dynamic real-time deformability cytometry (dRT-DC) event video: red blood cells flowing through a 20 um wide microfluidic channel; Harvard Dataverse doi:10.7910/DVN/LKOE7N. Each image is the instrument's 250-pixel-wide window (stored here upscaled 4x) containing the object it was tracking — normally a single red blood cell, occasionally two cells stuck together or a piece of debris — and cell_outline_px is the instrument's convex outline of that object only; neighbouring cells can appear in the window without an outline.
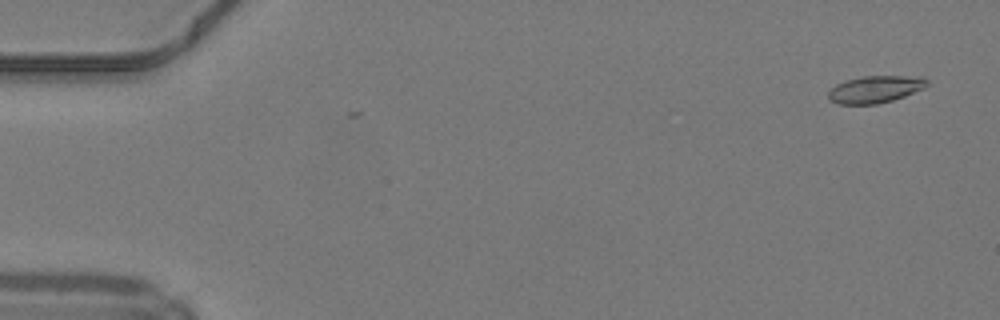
{"species": "common noctule bat (a hibernating species)", "species_latin": "Nyctalus noctula", "temperature_condition": "warm", "stored_images_in_passage": 50, "camera_frame_rate_fps": 3000, "um_per_image_px": 0.085, "animal": {"sex": "male", "body_mass_g": 19.2, "forearm_length_mm": 51.8}, "frame": {"image": 1, "passage_image": 3, "time_ms": 0.667, "image_size_px": [1000, 320], "cell_outline_px": [[928, 84], [924, 88], [904, 96], [892, 100], [876, 104], [840, 104], [828, 100], [828, 92], [836, 84], [848, 80], [864, 76], [920, 76], [928, 80]], "centroid_in_image_um": [74.4, 7.59], "position_along_channel_um": 10.6, "area_um2": 15.49}}
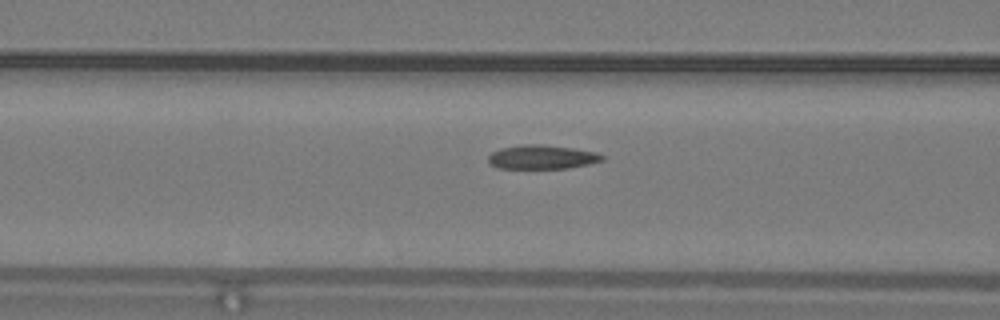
{"frame": {"image": 2, "passage_image": 21, "time_ms": 6.667, "image_size_px": [1000, 320], "cell_outline_px": [[604, 160], [588, 164], [568, 168], [496, 168], [488, 160], [488, 156], [492, 152], [500, 148], [524, 144], [544, 144], [572, 148], [596, 152], [604, 156]], "centroid_in_image_um": [46.06, 13.34], "position_along_channel_um": 120.5, "area_um2": 15.9}}
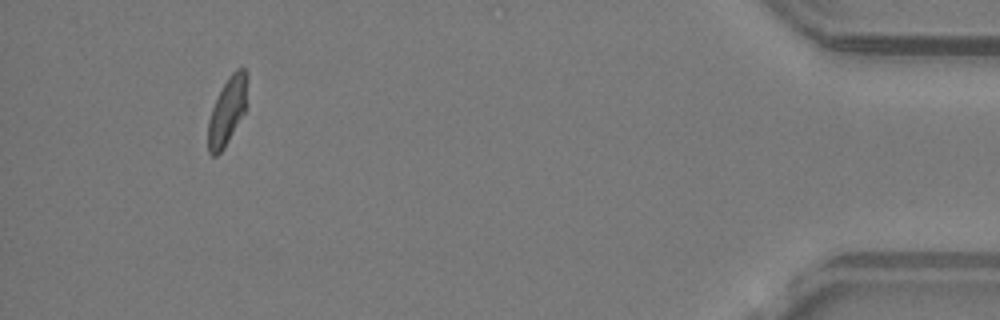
{"frame": {"image": 3, "passage_image": 47, "time_ms": 15.333, "image_size_px": [1000, 320], "cell_outline_px": [[248, 76], [244, 112], [224, 148], [216, 156], [212, 156], [208, 152], [208, 120], [212, 108], [228, 76], [236, 68], [244, 68], [248, 72]], "centroid_in_image_um": [19.31, 9.41], "position_along_channel_um": 415.9, "area_um2": 15.2}, "authors_computed_cell_mechanics": {"area_um2": 15.8372, "velocity_mm_per_s": 4.2016, "shape_relaxation_time_tau1_ms": null, "shape_relaxation_time_tau2_ms": 1.9858, "deformation_change_tau1": null, "deformation_change_tau2": 0.0751}}